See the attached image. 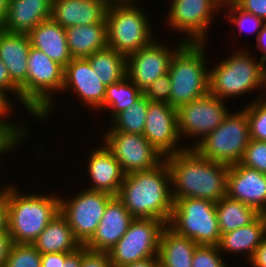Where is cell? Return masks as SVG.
I'll list each match as a JSON object with an SVG mask.
<instances>
[{"label":"cell","instance_id":"obj_1","mask_svg":"<svg viewBox=\"0 0 266 267\" xmlns=\"http://www.w3.org/2000/svg\"><path fill=\"white\" fill-rule=\"evenodd\" d=\"M173 199L199 198L217 203L227 196L229 166L201 156L194 148L164 157Z\"/></svg>","mask_w":266,"mask_h":267},{"label":"cell","instance_id":"obj_2","mask_svg":"<svg viewBox=\"0 0 266 267\" xmlns=\"http://www.w3.org/2000/svg\"><path fill=\"white\" fill-rule=\"evenodd\" d=\"M116 197L134 218L158 219L168 224L174 199L165 160L152 169L125 174Z\"/></svg>","mask_w":266,"mask_h":267},{"label":"cell","instance_id":"obj_3","mask_svg":"<svg viewBox=\"0 0 266 267\" xmlns=\"http://www.w3.org/2000/svg\"><path fill=\"white\" fill-rule=\"evenodd\" d=\"M12 183L1 187L8 201V232L12 243L32 244L59 212L60 196L55 192L23 193Z\"/></svg>","mask_w":266,"mask_h":267},{"label":"cell","instance_id":"obj_4","mask_svg":"<svg viewBox=\"0 0 266 267\" xmlns=\"http://www.w3.org/2000/svg\"><path fill=\"white\" fill-rule=\"evenodd\" d=\"M244 48L223 58L209 71V93L222 101L260 90L256 99L266 96V64ZM262 88V89H259ZM264 90V91H263ZM263 92V93H262Z\"/></svg>","mask_w":266,"mask_h":267},{"label":"cell","instance_id":"obj_5","mask_svg":"<svg viewBox=\"0 0 266 267\" xmlns=\"http://www.w3.org/2000/svg\"><path fill=\"white\" fill-rule=\"evenodd\" d=\"M206 43H184L174 54L169 66V105L178 109L209 92V64ZM208 68V69H207Z\"/></svg>","mask_w":266,"mask_h":267},{"label":"cell","instance_id":"obj_6","mask_svg":"<svg viewBox=\"0 0 266 267\" xmlns=\"http://www.w3.org/2000/svg\"><path fill=\"white\" fill-rule=\"evenodd\" d=\"M138 1L111 0L106 12L108 46L126 57L147 47L158 35Z\"/></svg>","mask_w":266,"mask_h":267},{"label":"cell","instance_id":"obj_7","mask_svg":"<svg viewBox=\"0 0 266 267\" xmlns=\"http://www.w3.org/2000/svg\"><path fill=\"white\" fill-rule=\"evenodd\" d=\"M27 67L26 112L32 118L44 122L54 114L51 112L55 108V94L61 93L64 85V68L32 46L28 53Z\"/></svg>","mask_w":266,"mask_h":267},{"label":"cell","instance_id":"obj_8","mask_svg":"<svg viewBox=\"0 0 266 267\" xmlns=\"http://www.w3.org/2000/svg\"><path fill=\"white\" fill-rule=\"evenodd\" d=\"M167 226L198 245H219L221 232L216 203L199 198L174 199Z\"/></svg>","mask_w":266,"mask_h":267},{"label":"cell","instance_id":"obj_9","mask_svg":"<svg viewBox=\"0 0 266 267\" xmlns=\"http://www.w3.org/2000/svg\"><path fill=\"white\" fill-rule=\"evenodd\" d=\"M250 141L249 120L241 107L225 117L194 149L204 158L228 166L239 163Z\"/></svg>","mask_w":266,"mask_h":267},{"label":"cell","instance_id":"obj_10","mask_svg":"<svg viewBox=\"0 0 266 267\" xmlns=\"http://www.w3.org/2000/svg\"><path fill=\"white\" fill-rule=\"evenodd\" d=\"M166 23L188 43H207L209 27L221 7L215 0H168ZM214 19V20H213ZM185 35V36H183ZM182 38V39H181Z\"/></svg>","mask_w":266,"mask_h":267},{"label":"cell","instance_id":"obj_11","mask_svg":"<svg viewBox=\"0 0 266 267\" xmlns=\"http://www.w3.org/2000/svg\"><path fill=\"white\" fill-rule=\"evenodd\" d=\"M166 226L158 219L134 218L126 233L108 251L112 267L158 256L161 233Z\"/></svg>","mask_w":266,"mask_h":267},{"label":"cell","instance_id":"obj_12","mask_svg":"<svg viewBox=\"0 0 266 267\" xmlns=\"http://www.w3.org/2000/svg\"><path fill=\"white\" fill-rule=\"evenodd\" d=\"M113 198L110 194L88 189L77 192L68 199L60 196L59 211L82 246L94 235L107 204Z\"/></svg>","mask_w":266,"mask_h":267},{"label":"cell","instance_id":"obj_13","mask_svg":"<svg viewBox=\"0 0 266 267\" xmlns=\"http://www.w3.org/2000/svg\"><path fill=\"white\" fill-rule=\"evenodd\" d=\"M230 111L225 101L209 92L182 105L177 109L180 138L182 139V136L183 140L195 138V141L192 142L193 144H187V148H194L202 139L222 124Z\"/></svg>","mask_w":266,"mask_h":267},{"label":"cell","instance_id":"obj_14","mask_svg":"<svg viewBox=\"0 0 266 267\" xmlns=\"http://www.w3.org/2000/svg\"><path fill=\"white\" fill-rule=\"evenodd\" d=\"M102 133L101 141L112 152L125 174L152 169L164 160V156L143 135L119 131Z\"/></svg>","mask_w":266,"mask_h":267},{"label":"cell","instance_id":"obj_15","mask_svg":"<svg viewBox=\"0 0 266 267\" xmlns=\"http://www.w3.org/2000/svg\"><path fill=\"white\" fill-rule=\"evenodd\" d=\"M158 38L127 57L126 76L142 92L160 76L168 73L172 57L185 43L179 39L175 48H170V45Z\"/></svg>","mask_w":266,"mask_h":267},{"label":"cell","instance_id":"obj_16","mask_svg":"<svg viewBox=\"0 0 266 267\" xmlns=\"http://www.w3.org/2000/svg\"><path fill=\"white\" fill-rule=\"evenodd\" d=\"M143 136L164 157L187 148L179 136L177 109L165 102L149 101Z\"/></svg>","mask_w":266,"mask_h":267},{"label":"cell","instance_id":"obj_17","mask_svg":"<svg viewBox=\"0 0 266 267\" xmlns=\"http://www.w3.org/2000/svg\"><path fill=\"white\" fill-rule=\"evenodd\" d=\"M72 91L93 112L104 104L106 85L92 68L87 58H72L64 68L63 92Z\"/></svg>","mask_w":266,"mask_h":267},{"label":"cell","instance_id":"obj_18","mask_svg":"<svg viewBox=\"0 0 266 267\" xmlns=\"http://www.w3.org/2000/svg\"><path fill=\"white\" fill-rule=\"evenodd\" d=\"M227 196L266 215V174L242 165H230L227 175Z\"/></svg>","mask_w":266,"mask_h":267},{"label":"cell","instance_id":"obj_19","mask_svg":"<svg viewBox=\"0 0 266 267\" xmlns=\"http://www.w3.org/2000/svg\"><path fill=\"white\" fill-rule=\"evenodd\" d=\"M31 48L26 34H13L0 29V60L8 69L11 81L20 89V105L27 110V58Z\"/></svg>","mask_w":266,"mask_h":267},{"label":"cell","instance_id":"obj_20","mask_svg":"<svg viewBox=\"0 0 266 267\" xmlns=\"http://www.w3.org/2000/svg\"><path fill=\"white\" fill-rule=\"evenodd\" d=\"M100 147L91 149L87 159L86 176L91 180V184L86 189L104 192L116 197L119 193L120 186L124 181L125 173L120 163L115 159L112 152L100 143ZM91 186V187H90Z\"/></svg>","mask_w":266,"mask_h":267},{"label":"cell","instance_id":"obj_21","mask_svg":"<svg viewBox=\"0 0 266 267\" xmlns=\"http://www.w3.org/2000/svg\"><path fill=\"white\" fill-rule=\"evenodd\" d=\"M133 219L125 205L114 197L107 204L94 235L84 246L90 251L108 252L126 233Z\"/></svg>","mask_w":266,"mask_h":267},{"label":"cell","instance_id":"obj_22","mask_svg":"<svg viewBox=\"0 0 266 267\" xmlns=\"http://www.w3.org/2000/svg\"><path fill=\"white\" fill-rule=\"evenodd\" d=\"M111 0H52V19L63 28L106 23Z\"/></svg>","mask_w":266,"mask_h":267},{"label":"cell","instance_id":"obj_23","mask_svg":"<svg viewBox=\"0 0 266 267\" xmlns=\"http://www.w3.org/2000/svg\"><path fill=\"white\" fill-rule=\"evenodd\" d=\"M52 17V0H10L1 30L28 35L39 23Z\"/></svg>","mask_w":266,"mask_h":267},{"label":"cell","instance_id":"obj_24","mask_svg":"<svg viewBox=\"0 0 266 267\" xmlns=\"http://www.w3.org/2000/svg\"><path fill=\"white\" fill-rule=\"evenodd\" d=\"M30 45L43 51L63 68L72 60L67 44L66 29L52 18L39 23L28 34Z\"/></svg>","mask_w":266,"mask_h":267},{"label":"cell","instance_id":"obj_25","mask_svg":"<svg viewBox=\"0 0 266 267\" xmlns=\"http://www.w3.org/2000/svg\"><path fill=\"white\" fill-rule=\"evenodd\" d=\"M265 236L266 215L261 214L251 224L223 233L218 247L222 254L244 256V261L248 263Z\"/></svg>","mask_w":266,"mask_h":267},{"label":"cell","instance_id":"obj_26","mask_svg":"<svg viewBox=\"0 0 266 267\" xmlns=\"http://www.w3.org/2000/svg\"><path fill=\"white\" fill-rule=\"evenodd\" d=\"M32 245L41 253H73L82 245L60 211L49 222Z\"/></svg>","mask_w":266,"mask_h":267},{"label":"cell","instance_id":"obj_27","mask_svg":"<svg viewBox=\"0 0 266 267\" xmlns=\"http://www.w3.org/2000/svg\"><path fill=\"white\" fill-rule=\"evenodd\" d=\"M66 38L72 58H87L108 46L107 24L95 23L66 28Z\"/></svg>","mask_w":266,"mask_h":267},{"label":"cell","instance_id":"obj_28","mask_svg":"<svg viewBox=\"0 0 266 267\" xmlns=\"http://www.w3.org/2000/svg\"><path fill=\"white\" fill-rule=\"evenodd\" d=\"M198 244L166 226L160 237L158 257L161 267H192Z\"/></svg>","mask_w":266,"mask_h":267},{"label":"cell","instance_id":"obj_29","mask_svg":"<svg viewBox=\"0 0 266 267\" xmlns=\"http://www.w3.org/2000/svg\"><path fill=\"white\" fill-rule=\"evenodd\" d=\"M216 214L221 235L249 225L261 215L255 208L228 196L216 203Z\"/></svg>","mask_w":266,"mask_h":267},{"label":"cell","instance_id":"obj_30","mask_svg":"<svg viewBox=\"0 0 266 267\" xmlns=\"http://www.w3.org/2000/svg\"><path fill=\"white\" fill-rule=\"evenodd\" d=\"M87 59L106 86L117 83L126 76L127 57L109 46L94 52Z\"/></svg>","mask_w":266,"mask_h":267},{"label":"cell","instance_id":"obj_31","mask_svg":"<svg viewBox=\"0 0 266 267\" xmlns=\"http://www.w3.org/2000/svg\"><path fill=\"white\" fill-rule=\"evenodd\" d=\"M143 92L127 77L117 83L106 86L104 104L98 109L106 113L111 120L119 112L129 108L133 103L137 102ZM110 110V111H109Z\"/></svg>","mask_w":266,"mask_h":267},{"label":"cell","instance_id":"obj_32","mask_svg":"<svg viewBox=\"0 0 266 267\" xmlns=\"http://www.w3.org/2000/svg\"><path fill=\"white\" fill-rule=\"evenodd\" d=\"M148 103V99L144 96L140 97V99L129 108L116 114L112 120L109 121L111 127L106 130L143 135Z\"/></svg>","mask_w":266,"mask_h":267},{"label":"cell","instance_id":"obj_33","mask_svg":"<svg viewBox=\"0 0 266 267\" xmlns=\"http://www.w3.org/2000/svg\"><path fill=\"white\" fill-rule=\"evenodd\" d=\"M226 8V9H225ZM228 8V9H227ZM222 10H226L227 12L225 15L227 21L229 24L233 25L234 29L236 27L237 30L240 31H246L247 33H253L255 34V40L257 39V36L259 35L261 29L264 27L266 22L255 16L252 13H248L241 8H239L235 3L233 4H228L226 6L221 7V12Z\"/></svg>","mask_w":266,"mask_h":267},{"label":"cell","instance_id":"obj_34","mask_svg":"<svg viewBox=\"0 0 266 267\" xmlns=\"http://www.w3.org/2000/svg\"><path fill=\"white\" fill-rule=\"evenodd\" d=\"M255 98L242 108L249 120L250 139L266 142V96Z\"/></svg>","mask_w":266,"mask_h":267},{"label":"cell","instance_id":"obj_35","mask_svg":"<svg viewBox=\"0 0 266 267\" xmlns=\"http://www.w3.org/2000/svg\"><path fill=\"white\" fill-rule=\"evenodd\" d=\"M5 267H41V253L32 244L13 243Z\"/></svg>","mask_w":266,"mask_h":267},{"label":"cell","instance_id":"obj_36","mask_svg":"<svg viewBox=\"0 0 266 267\" xmlns=\"http://www.w3.org/2000/svg\"><path fill=\"white\" fill-rule=\"evenodd\" d=\"M223 257L216 245H198L194 251L192 267H228L224 260L226 258Z\"/></svg>","mask_w":266,"mask_h":267},{"label":"cell","instance_id":"obj_37","mask_svg":"<svg viewBox=\"0 0 266 267\" xmlns=\"http://www.w3.org/2000/svg\"><path fill=\"white\" fill-rule=\"evenodd\" d=\"M240 163L266 174V142L250 139Z\"/></svg>","mask_w":266,"mask_h":267},{"label":"cell","instance_id":"obj_38","mask_svg":"<svg viewBox=\"0 0 266 267\" xmlns=\"http://www.w3.org/2000/svg\"><path fill=\"white\" fill-rule=\"evenodd\" d=\"M25 140L26 138L11 123L0 120V157L12 151L14 153L15 149L22 147Z\"/></svg>","mask_w":266,"mask_h":267},{"label":"cell","instance_id":"obj_39","mask_svg":"<svg viewBox=\"0 0 266 267\" xmlns=\"http://www.w3.org/2000/svg\"><path fill=\"white\" fill-rule=\"evenodd\" d=\"M8 94L9 92L7 90L0 88V120L11 123L25 138H29L31 134L28 133L30 132V129L27 126V124L22 120L14 122L13 118H11V116L15 112L14 110L15 107H13L15 105L11 100L13 97H10V94L9 95Z\"/></svg>","mask_w":266,"mask_h":267},{"label":"cell","instance_id":"obj_40","mask_svg":"<svg viewBox=\"0 0 266 267\" xmlns=\"http://www.w3.org/2000/svg\"><path fill=\"white\" fill-rule=\"evenodd\" d=\"M170 77L166 73L155 80L143 91V96L151 102H165L170 100Z\"/></svg>","mask_w":266,"mask_h":267},{"label":"cell","instance_id":"obj_41","mask_svg":"<svg viewBox=\"0 0 266 267\" xmlns=\"http://www.w3.org/2000/svg\"><path fill=\"white\" fill-rule=\"evenodd\" d=\"M81 267H112L108 252H95L83 246Z\"/></svg>","mask_w":266,"mask_h":267},{"label":"cell","instance_id":"obj_42","mask_svg":"<svg viewBox=\"0 0 266 267\" xmlns=\"http://www.w3.org/2000/svg\"><path fill=\"white\" fill-rule=\"evenodd\" d=\"M235 4L242 10L252 13L266 22V0H237Z\"/></svg>","mask_w":266,"mask_h":267},{"label":"cell","instance_id":"obj_43","mask_svg":"<svg viewBox=\"0 0 266 267\" xmlns=\"http://www.w3.org/2000/svg\"><path fill=\"white\" fill-rule=\"evenodd\" d=\"M0 88L13 94L16 101L20 103V89L11 81L7 67L0 60ZM16 95V96H15Z\"/></svg>","mask_w":266,"mask_h":267},{"label":"cell","instance_id":"obj_44","mask_svg":"<svg viewBox=\"0 0 266 267\" xmlns=\"http://www.w3.org/2000/svg\"><path fill=\"white\" fill-rule=\"evenodd\" d=\"M83 246L73 253L61 252V267H81Z\"/></svg>","mask_w":266,"mask_h":267},{"label":"cell","instance_id":"obj_45","mask_svg":"<svg viewBox=\"0 0 266 267\" xmlns=\"http://www.w3.org/2000/svg\"><path fill=\"white\" fill-rule=\"evenodd\" d=\"M248 263L251 267H266V236Z\"/></svg>","mask_w":266,"mask_h":267},{"label":"cell","instance_id":"obj_46","mask_svg":"<svg viewBox=\"0 0 266 267\" xmlns=\"http://www.w3.org/2000/svg\"><path fill=\"white\" fill-rule=\"evenodd\" d=\"M12 244L13 243L9 232H0V267H5V263Z\"/></svg>","mask_w":266,"mask_h":267},{"label":"cell","instance_id":"obj_47","mask_svg":"<svg viewBox=\"0 0 266 267\" xmlns=\"http://www.w3.org/2000/svg\"><path fill=\"white\" fill-rule=\"evenodd\" d=\"M8 231V201L6 194L0 189V232Z\"/></svg>","mask_w":266,"mask_h":267},{"label":"cell","instance_id":"obj_48","mask_svg":"<svg viewBox=\"0 0 266 267\" xmlns=\"http://www.w3.org/2000/svg\"><path fill=\"white\" fill-rule=\"evenodd\" d=\"M41 267H61V252L41 254Z\"/></svg>","mask_w":266,"mask_h":267},{"label":"cell","instance_id":"obj_49","mask_svg":"<svg viewBox=\"0 0 266 267\" xmlns=\"http://www.w3.org/2000/svg\"><path fill=\"white\" fill-rule=\"evenodd\" d=\"M255 48L262 53L260 60H262L266 64V24L257 36Z\"/></svg>","mask_w":266,"mask_h":267},{"label":"cell","instance_id":"obj_50","mask_svg":"<svg viewBox=\"0 0 266 267\" xmlns=\"http://www.w3.org/2000/svg\"><path fill=\"white\" fill-rule=\"evenodd\" d=\"M122 267H161L158 256H153L143 260H139Z\"/></svg>","mask_w":266,"mask_h":267},{"label":"cell","instance_id":"obj_51","mask_svg":"<svg viewBox=\"0 0 266 267\" xmlns=\"http://www.w3.org/2000/svg\"><path fill=\"white\" fill-rule=\"evenodd\" d=\"M10 0H0V29L6 18Z\"/></svg>","mask_w":266,"mask_h":267},{"label":"cell","instance_id":"obj_52","mask_svg":"<svg viewBox=\"0 0 266 267\" xmlns=\"http://www.w3.org/2000/svg\"><path fill=\"white\" fill-rule=\"evenodd\" d=\"M215 1L220 5V7H223V6H226L228 4L235 3L237 0H215Z\"/></svg>","mask_w":266,"mask_h":267}]
</instances>
